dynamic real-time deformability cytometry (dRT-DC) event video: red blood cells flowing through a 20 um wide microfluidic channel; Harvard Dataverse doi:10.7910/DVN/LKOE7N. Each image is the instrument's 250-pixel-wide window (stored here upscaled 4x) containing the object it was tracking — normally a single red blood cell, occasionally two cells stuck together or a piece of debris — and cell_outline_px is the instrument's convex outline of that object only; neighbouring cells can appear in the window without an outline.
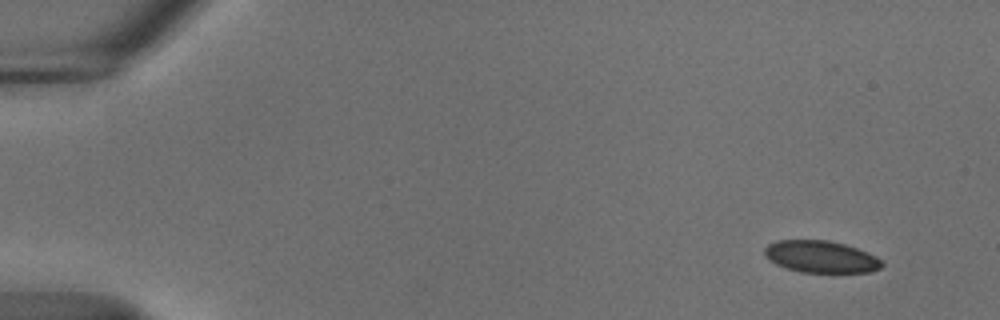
{"species": "common noctule bat (a hibernating species)", "species_latin": "Nyctalus noctula", "temperature_condition": "cold", "stored_images_in_passage": 52, "camera_frame_rate_fps": 3000, "um_per_image_px": 0.085, "animal": {"sex": "male", "body_mass_g": 18.8}, "frame": {"image": 1, "passage_image": 1, "time_ms": 0.0, "image_size_px": [1000, 320], "cell_outline_px": [[884, 264], [880, 268], [868, 272], [800, 272], [784, 268], [768, 260], [764, 256], [764, 248], [768, 244], [776, 240], [828, 240], [844, 244], [868, 252], [876, 256]], "centroid_in_image_um": [69.73, 21.82], "position_along_channel_um": 15.3, "area_um2": 21.96}}
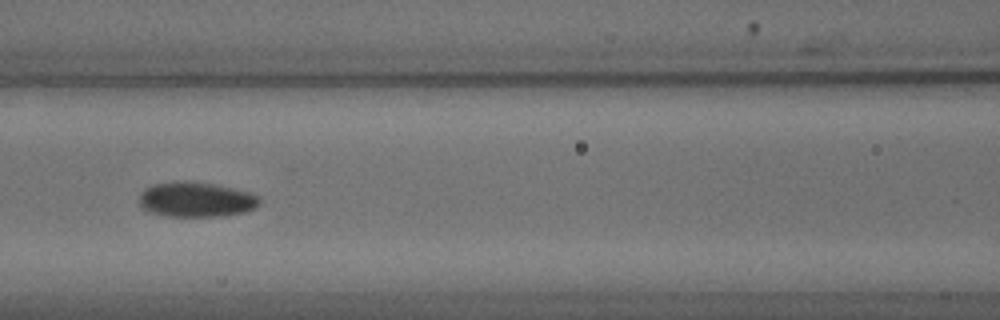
{"frame": {"image": 2, "passage_image": 22, "time_ms": 7.0, "image_size_px": [1000, 320], "cell_outline_px": [[260, 204], [256, 208], [244, 212], [224, 216], [164, 216], [148, 212], [140, 204], [140, 192], [144, 188], [152, 184], [176, 180], [196, 180], [216, 184], [248, 192], [260, 196]], "centroid_in_image_um": [16.66, 16.94], "position_along_channel_um": 149.9, "area_um2": 25.09}}
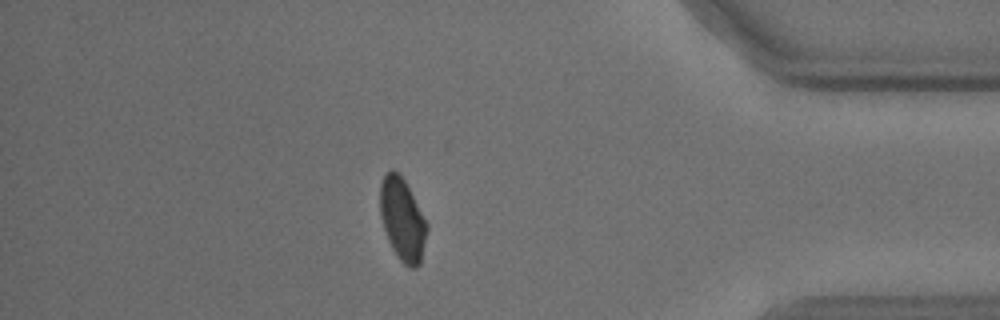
{"frame": {"image": 3, "passage_image": 45, "time_ms": 14.667, "image_size_px": [1000, 320], "cell_outline_px": [[428, 228], [420, 264], [416, 268], [412, 268], [404, 264], [400, 260], [392, 248], [388, 240], [380, 216], [380, 184], [384, 176], [392, 168], [404, 180], [428, 224]], "centroid_in_image_um": [34.2, 18.68], "position_along_channel_um": 401.0, "area_um2": 22.25}, "authors_computed_cell_mechanics": {"area_um2": 23.4668, "velocity_mm_per_s": 3.6834, "shape_relaxation_time_tau1_ms": 3.4453, "shape_relaxation_time_tau2_ms": null, "deformation_change_tau1": 0.0787, "deformation_change_tau2": null}}